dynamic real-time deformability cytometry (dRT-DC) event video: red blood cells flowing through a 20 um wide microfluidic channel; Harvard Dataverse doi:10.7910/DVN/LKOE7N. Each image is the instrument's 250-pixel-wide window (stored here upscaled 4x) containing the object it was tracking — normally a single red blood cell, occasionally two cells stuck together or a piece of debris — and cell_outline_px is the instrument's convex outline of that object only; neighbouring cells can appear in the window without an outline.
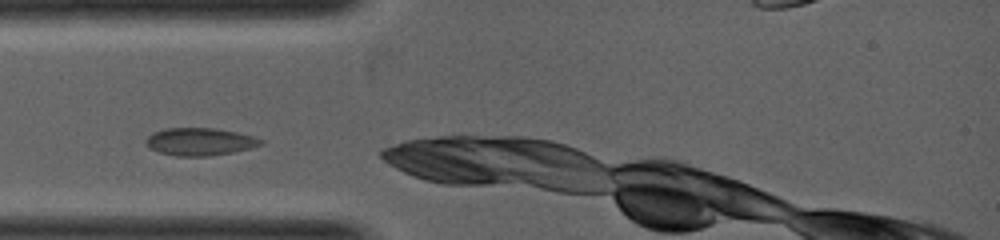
{"species": "common noctule bat (a hibernating species)", "species_latin": "Nyctalus noctula", "temperature_condition": "warm", "stored_images_in_passage": 8, "camera_frame_rate_fps": 5000, "um_per_image_px": 0.085, "animal": {"sex": "female", "body_mass_g": 19.0, "forearm_length_mm": 53.3}, "frame": {"image": 1, "passage_image": 1, "time_ms": 0.0, "image_size_px": [1000, 240], "cell_outline_px": [[264, 144], [232, 152], [208, 156], [176, 156], [160, 152], [148, 148], [144, 140], [152, 132], [164, 128], [216, 128], [236, 132], [252, 136], [264, 140]], "centroid_in_image_um": [16.94, 12.03], "position_along_channel_um": 68.1, "area_um2": 18.5}}